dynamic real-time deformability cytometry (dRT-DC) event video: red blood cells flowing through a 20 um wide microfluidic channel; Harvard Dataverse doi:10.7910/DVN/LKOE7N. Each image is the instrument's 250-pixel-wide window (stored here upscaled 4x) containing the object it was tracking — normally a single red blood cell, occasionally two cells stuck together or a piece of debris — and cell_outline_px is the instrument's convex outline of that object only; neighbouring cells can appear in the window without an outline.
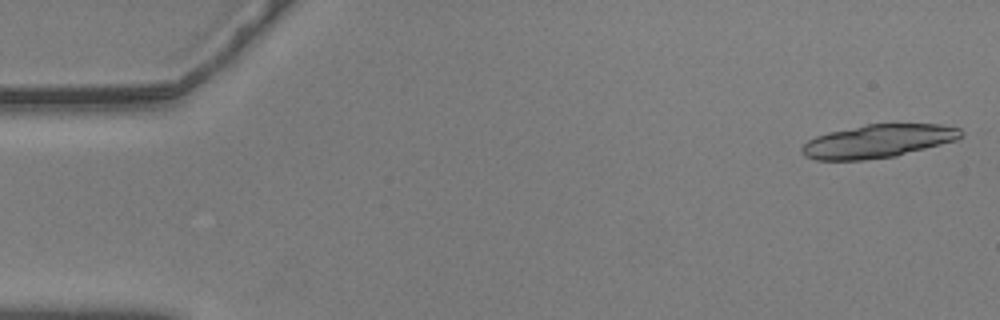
{"species": "common noctule bat (a hibernating species)", "species_latin": "Nyctalus noctula", "temperature_condition": "warm", "stored_images_in_passage": 17, "camera_frame_rate_fps": 3000, "um_per_image_px": 0.085, "animal": {"sex": "male", "body_mass_g": 20.5, "forearm_length_mm": 52.5}, "frame": {"image": 1, "passage_image": 2, "time_ms": 0.333, "image_size_px": [1000, 320], "cell_outline_px": [[964, 136], [956, 140], [896, 156], [864, 160], [816, 160], [804, 156], [800, 152], [800, 148], [808, 140], [816, 136], [828, 132], [868, 124], [940, 124], [960, 128], [964, 132]], "centroid_in_image_um": [74.62, 12.0], "position_along_channel_um": 10.4, "area_um2": 30.92}}